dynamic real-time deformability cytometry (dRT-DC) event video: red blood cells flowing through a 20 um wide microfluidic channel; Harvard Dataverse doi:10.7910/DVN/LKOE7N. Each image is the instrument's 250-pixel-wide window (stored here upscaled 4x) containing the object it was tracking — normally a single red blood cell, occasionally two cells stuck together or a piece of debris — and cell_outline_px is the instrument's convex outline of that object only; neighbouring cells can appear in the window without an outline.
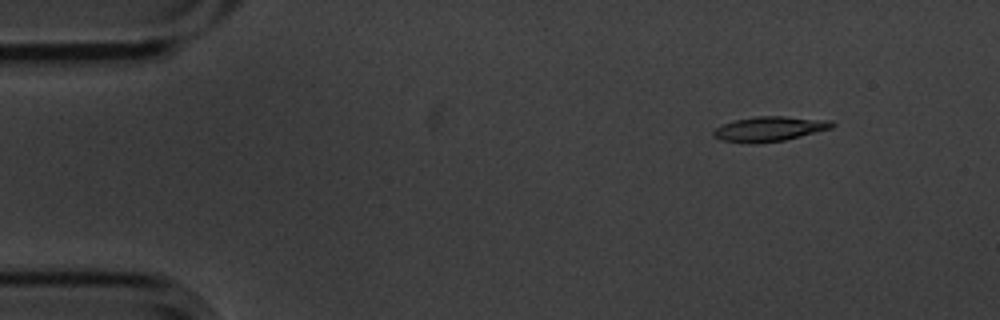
{"species": "common noctule bat (a hibernating species)", "species_latin": "Nyctalus noctula", "temperature_condition": "cold", "stored_images_in_passage": 6, "segment_of_instrument_passage": [1, 2], "camera_frame_rate_fps": 3000, "um_per_image_px": 0.085, "animal": {"sex": "male", "body_mass_g": 20.1, "forearm_length_mm": 53.5}, "frame": {"image": 1, "passage_image": 2, "time_ms": 0.333, "image_size_px": [1000, 320], "cell_outline_px": [[836, 124], [832, 128], [784, 140], [720, 140], [712, 136], [712, 132], [716, 128], [724, 124], [736, 120], [756, 116], [784, 116], [832, 120]], "centroid_in_image_um": [65.49, 10.89], "position_along_channel_um": 19.5, "area_um2": 16.24}}